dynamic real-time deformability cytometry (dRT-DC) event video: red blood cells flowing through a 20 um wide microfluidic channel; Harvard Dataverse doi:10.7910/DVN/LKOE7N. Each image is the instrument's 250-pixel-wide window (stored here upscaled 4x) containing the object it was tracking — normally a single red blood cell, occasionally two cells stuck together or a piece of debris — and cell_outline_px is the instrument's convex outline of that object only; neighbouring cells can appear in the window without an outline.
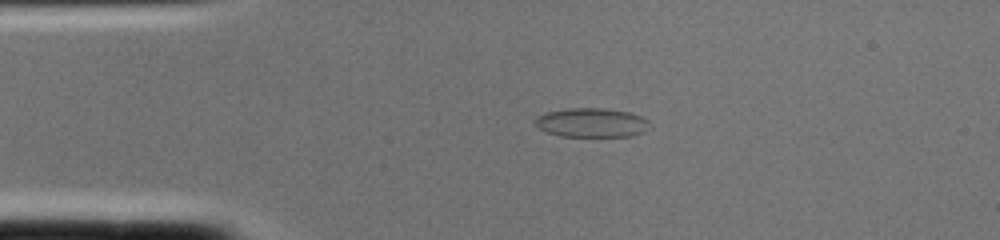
{"species": "common noctule bat (a hibernating species)", "species_latin": "Nyctalus noctula", "temperature_condition": "cold", "stored_images_in_passage": 1, "camera_frame_rate_fps": 3000, "um_per_image_px": 0.085, "animal": {"sex": "female", "body_mass_g": 22.0, "forearm_length_mm": 56.7}, "frame": {"image": 1, "passage_image": 1, "time_ms": 0.0, "image_size_px": [1000, 240], "cell_outline_px": [[648, 128], [644, 132], [632, 136], [560, 136], [548, 132], [540, 128], [532, 120], [536, 116], [544, 112], [564, 108], [604, 108], [628, 112], [640, 116], [648, 120]], "centroid_in_image_um": [50.25, 10.41], "position_along_channel_um": 34.8, "area_um2": 19.54}}